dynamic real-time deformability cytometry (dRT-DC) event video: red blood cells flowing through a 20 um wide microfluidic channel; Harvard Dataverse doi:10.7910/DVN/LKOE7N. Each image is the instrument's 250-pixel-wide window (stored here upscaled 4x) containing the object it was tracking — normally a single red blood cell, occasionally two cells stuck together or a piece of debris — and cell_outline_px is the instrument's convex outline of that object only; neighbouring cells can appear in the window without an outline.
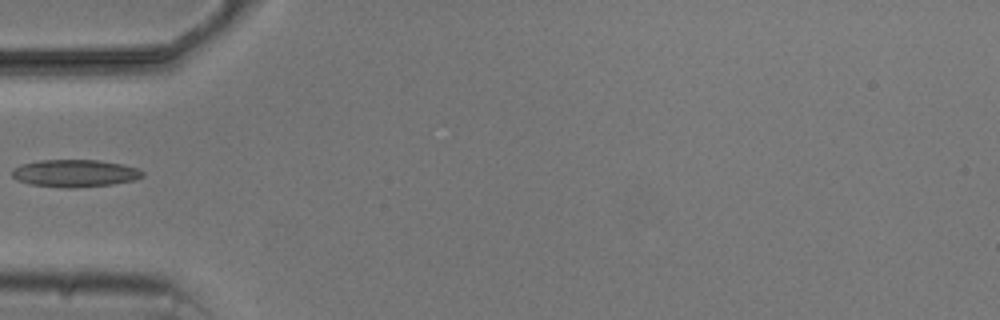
{"species": "common noctule bat (a hibernating species)", "species_latin": "Nyctalus noctula", "temperature_condition": "cold", "stored_images_in_passage": 4, "camera_frame_rate_fps": 3000, "um_per_image_px": 0.085, "animal": {"sex": "male", "body_mass_g": 20.5, "forearm_length_mm": 52.5}, "frame": {"image": 1, "passage_image": 4, "time_ms": 4.0, "image_size_px": [1000, 320], "cell_outline_px": [[144, 176], [136, 180], [112, 184], [76, 188], [64, 188], [28, 184], [12, 176], [12, 168], [20, 164], [40, 160], [96, 160], [120, 164], [136, 168], [144, 172]], "centroid_in_image_um": [6.35, 14.73], "position_along_channel_um": 78.6, "area_um2": 20.87}}